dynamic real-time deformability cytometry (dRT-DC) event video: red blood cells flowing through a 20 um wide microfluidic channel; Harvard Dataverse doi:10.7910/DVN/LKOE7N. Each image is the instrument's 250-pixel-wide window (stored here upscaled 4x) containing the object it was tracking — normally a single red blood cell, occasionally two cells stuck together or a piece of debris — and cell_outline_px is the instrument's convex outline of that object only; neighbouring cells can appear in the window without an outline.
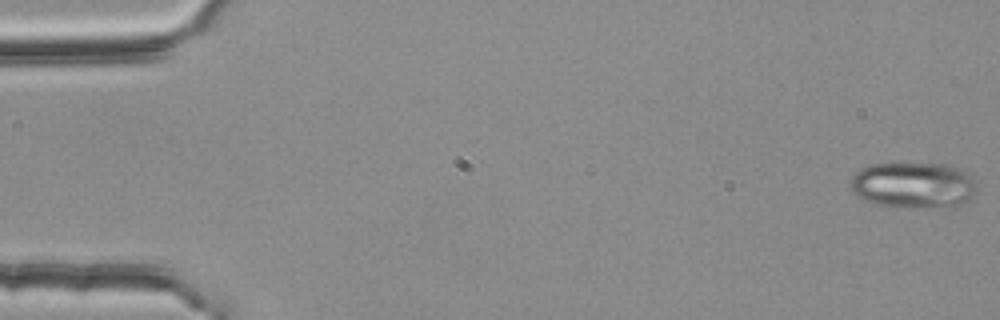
{"species": "common noctule bat (a hibernating species)", "species_latin": "Nyctalus noctula", "temperature_condition": "room temperature", "stored_images_in_passage": 4, "camera_frame_rate_fps": 3000, "um_per_image_px": 0.085, "animal": {"sex": "female", "body_mass_g": 25.1}, "frame": {"image": 1, "passage_image": 1, "time_ms": 0.0, "image_size_px": [1000, 320], "cell_outline_px": [[976, 192], [968, 204], [960, 208], [896, 208], [872, 204], [864, 200], [852, 192], [848, 184], [848, 180], [860, 168], [872, 164], [944, 164], [968, 172], [976, 180]], "centroid_in_image_um": [77.67, 15.79], "position_along_channel_um": 7.3, "area_um2": 35.26}}